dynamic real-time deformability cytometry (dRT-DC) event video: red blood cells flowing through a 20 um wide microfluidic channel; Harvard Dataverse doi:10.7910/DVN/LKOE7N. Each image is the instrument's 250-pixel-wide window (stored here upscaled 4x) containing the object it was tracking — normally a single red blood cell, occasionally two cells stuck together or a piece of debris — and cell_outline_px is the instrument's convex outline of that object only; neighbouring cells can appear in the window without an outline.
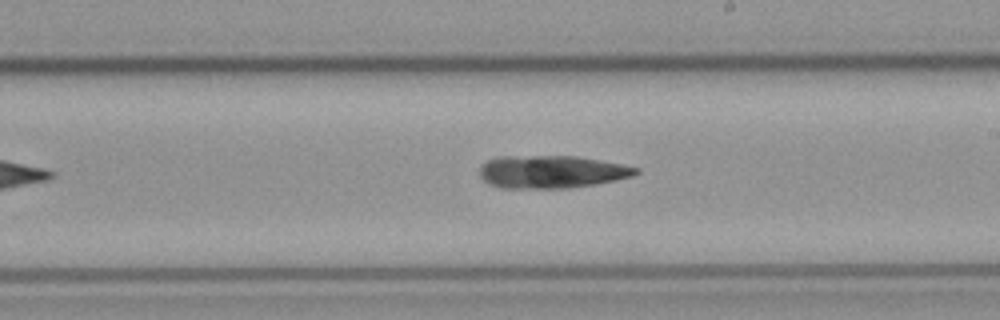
{"species": "common noctule bat (a hibernating species)", "species_latin": "Nyctalus noctula", "temperature_condition": "cold", "stored_images_in_passage": 8, "camera_frame_rate_fps": 3000, "um_per_image_px": 0.085, "animal": {"sex": "male", "body_mass_g": 23.1, "forearm_length_mm": 52.7}, "frame": {"image": 1, "passage_image": 7, "time_ms": 7.333, "image_size_px": [1000, 320], "cell_outline_px": [[640, 172], [632, 176], [616, 180], [596, 184], [568, 188], [500, 188], [488, 184], [480, 176], [480, 168], [488, 160], [500, 156], [576, 156], [620, 164], [640, 168]], "centroid_in_image_um": [46.88, 14.61], "position_along_channel_um": 242.1, "area_um2": 29.77}}
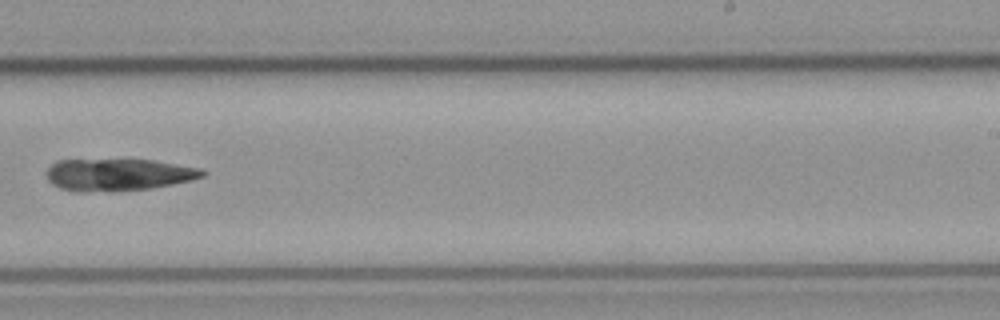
{"frame": {"image": 2, "passage_image": 8, "time_ms": 8.333, "image_size_px": [1000, 320], "cell_outline_px": [[204, 176], [172, 184], [152, 188], [112, 192], [76, 192], [60, 188], [52, 184], [48, 180], [48, 168], [56, 160], [152, 160], [200, 168], [204, 172]], "centroid_in_image_um": [10.01, 14.86], "position_along_channel_um": 279.0, "area_um2": 29.07}}